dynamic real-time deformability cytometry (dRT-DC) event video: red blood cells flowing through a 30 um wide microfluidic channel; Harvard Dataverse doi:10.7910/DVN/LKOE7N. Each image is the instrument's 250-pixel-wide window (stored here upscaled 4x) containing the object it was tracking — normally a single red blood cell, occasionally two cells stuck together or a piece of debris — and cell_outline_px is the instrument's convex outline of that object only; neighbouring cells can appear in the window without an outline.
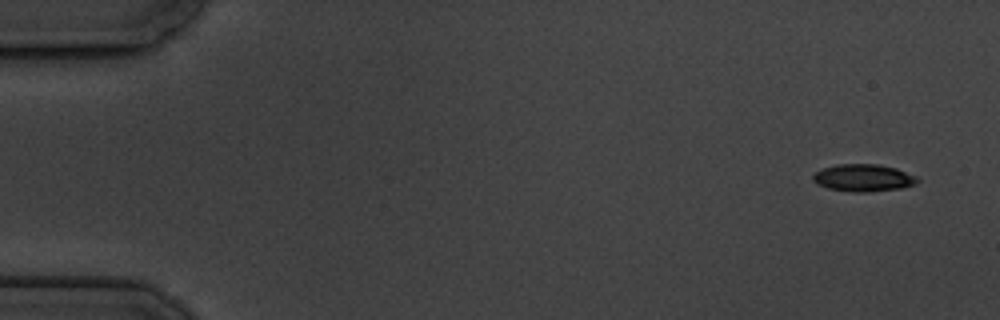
{"species": "common noctule bat (a hibernating species)", "species_latin": "Nyctalus noctula", "temperature_condition": "cold", "stored_images_in_passage": 4, "camera_frame_rate_fps": 3000, "um_per_image_px": 0.085, "animal": {"sex": "male", "body_mass_g": 19.5, "forearm_length_mm": 54.6}, "frame": {"image": 1, "passage_image": 1, "time_ms": 0.0, "image_size_px": [1000, 320], "cell_outline_px": [[920, 180], [916, 184], [904, 188], [868, 192], [856, 192], [828, 188], [816, 184], [812, 180], [812, 176], [816, 172], [824, 168], [836, 164], [880, 164], [896, 168], [916, 176]], "centroid_in_image_um": [73.41, 15.12], "position_along_channel_um": 11.6, "area_um2": 16.7}}